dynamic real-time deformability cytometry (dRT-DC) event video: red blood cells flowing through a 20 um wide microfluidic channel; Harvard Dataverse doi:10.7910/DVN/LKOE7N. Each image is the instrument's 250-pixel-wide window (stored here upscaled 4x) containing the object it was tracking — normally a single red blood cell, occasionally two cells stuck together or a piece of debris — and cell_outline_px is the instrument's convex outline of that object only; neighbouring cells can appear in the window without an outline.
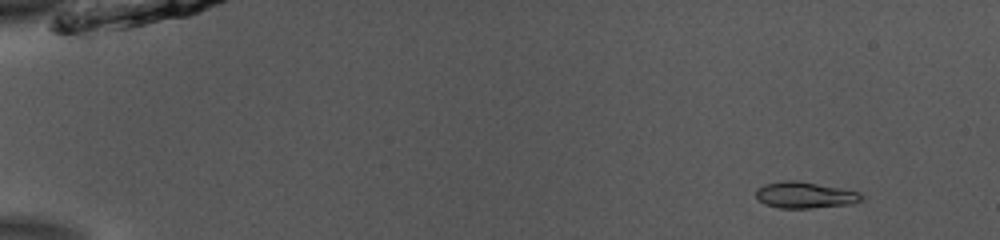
{"species": "common noctule bat (a hibernating species)", "species_latin": "Nyctalus noctula", "temperature_condition": "room temperature", "stored_images_in_passage": 53, "camera_frame_rate_fps": 3000, "um_per_image_px": 0.085, "animal": {"sex": "male", "body_mass_g": 13.0, "forearm_length_mm": 53.1}, "frame": {"image": 1, "passage_image": 6, "time_ms": 1.667, "image_size_px": [1000, 240], "cell_outline_px": [[864, 196], [860, 200], [852, 204], [812, 208], [780, 208], [764, 204], [756, 196], [756, 188], [764, 184], [784, 180], [796, 180], [840, 188], [860, 192]], "centroid_in_image_um": [68.4, 16.58], "position_along_channel_um": 16.6, "area_um2": 16.18}}
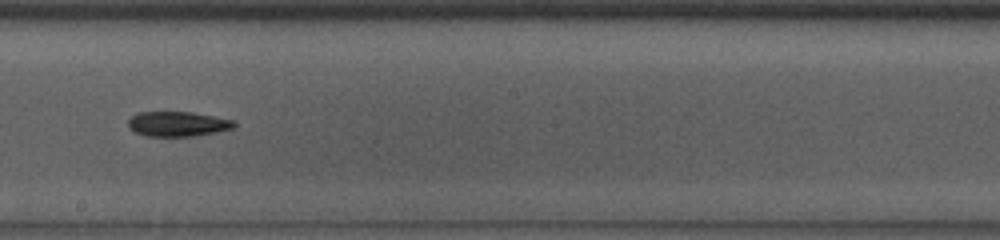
{"frame": {"image": 2, "passage_image": 32, "time_ms": 10.333, "image_size_px": [1000, 240], "cell_outline_px": [[236, 128], [216, 132], [192, 136], [148, 136], [136, 132], [128, 128], [128, 120], [136, 112], [192, 112], [236, 120]], "centroid_in_image_um": [15.13, 10.53], "position_along_channel_um": 233.1, "area_um2": 15.49}}
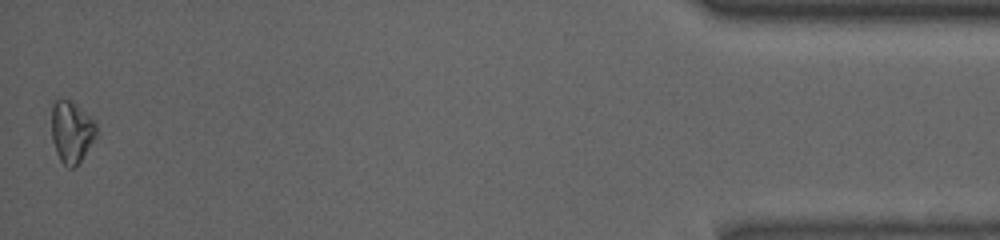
{"frame": {"image": 3, "passage_image": 53, "time_ms": 17.333, "image_size_px": [1000, 240], "cell_outline_px": [[96, 136], [80, 160], [72, 168], [68, 168], [60, 160], [56, 152], [52, 140], [52, 104], [56, 100], [68, 100], [76, 104], [96, 124]], "centroid_in_image_um": [6.05, 11.21], "position_along_channel_um": 429.1, "area_um2": 15.66}, "authors_computed_cell_mechanics": {"area_um2": 15.606, "velocity_mm_per_s": 3.891, "shape_relaxation_time_tau1_ms": 3.1747, "shape_relaxation_time_tau2_ms": null, "deformation_change_tau1": 0.076, "deformation_change_tau2": null}}